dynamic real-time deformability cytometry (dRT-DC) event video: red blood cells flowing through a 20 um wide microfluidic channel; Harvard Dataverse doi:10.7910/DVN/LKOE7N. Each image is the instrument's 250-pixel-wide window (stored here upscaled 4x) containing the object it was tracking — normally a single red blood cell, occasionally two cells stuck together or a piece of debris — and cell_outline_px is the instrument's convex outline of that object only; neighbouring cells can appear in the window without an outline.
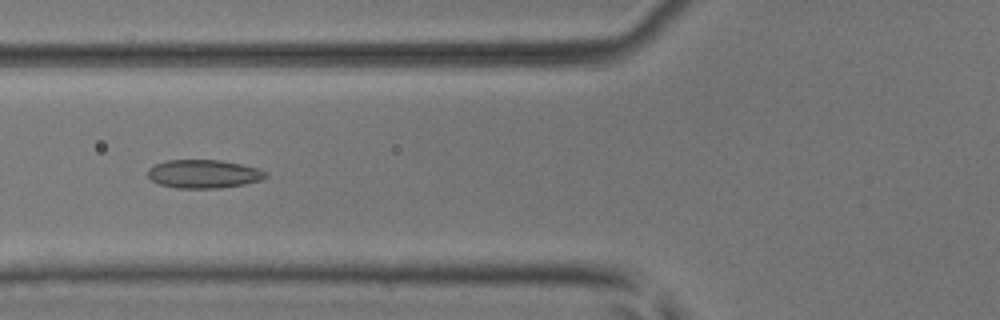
{"species": "common noctule bat (a hibernating species)", "species_latin": "Nyctalus noctula", "temperature_condition": "room temperature", "stored_images_in_passage": 50, "camera_frame_rate_fps": 3000, "um_per_image_px": 0.085, "animal": {"sex": "male", "body_mass_g": 17.9, "forearm_length_mm": 54.2}, "frame": {"image": 1, "passage_image": 20, "time_ms": 6.333, "image_size_px": [1000, 320], "cell_outline_px": [[268, 176], [260, 180], [244, 184], [220, 188], [176, 188], [160, 184], [152, 180], [148, 176], [148, 168], [156, 164], [168, 160], [220, 160], [240, 164], [256, 168], [264, 172]], "centroid_in_image_um": [17.28, 14.78], "position_along_channel_um": 108.5, "area_um2": 19.31}}
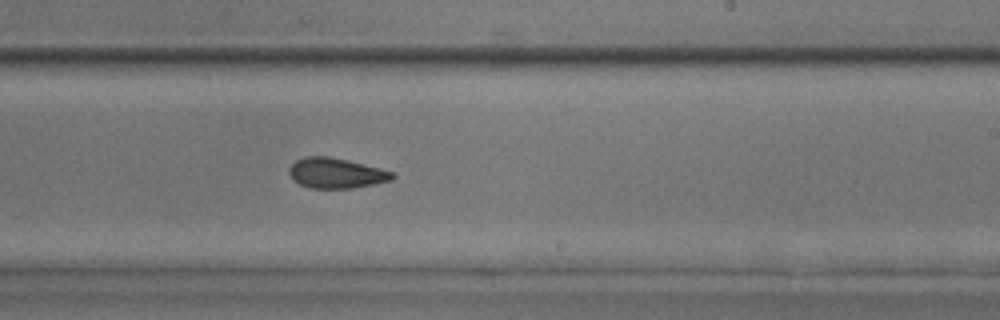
{"frame": {"image": 2, "passage_image": 31, "time_ms": 10.0, "image_size_px": [1000, 320], "cell_outline_px": [[396, 176], [392, 180], [352, 188], [308, 188], [292, 180], [288, 172], [288, 168], [296, 160], [304, 156], [328, 156], [348, 160], [380, 168], [392, 172]], "centroid_in_image_um": [28.53, 14.71], "position_along_channel_um": 260.5, "area_um2": 18.26}}
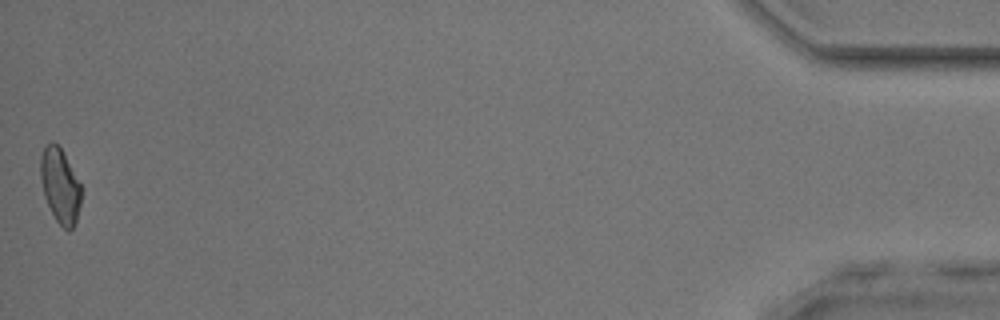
{"frame": {"image": 3, "passage_image": 50, "time_ms": 16.333, "image_size_px": [1000, 320], "cell_outline_px": [[80, 204], [76, 220], [72, 228], [68, 232], [56, 220], [44, 196], [40, 176], [40, 156], [44, 148], [52, 140], [64, 152], [80, 184]], "centroid_in_image_um": [5.09, 15.77], "position_along_channel_um": 430.1, "area_um2": 17.46}, "authors_computed_cell_mechanics": {"area_um2": 18.5538, "velocity_mm_per_s": 4.1589, "shape_relaxation_time_tau1_ms": null, "shape_relaxation_time_tau2_ms": 2.1044, "deformation_change_tau1": null, "deformation_change_tau2": 0.0882}}